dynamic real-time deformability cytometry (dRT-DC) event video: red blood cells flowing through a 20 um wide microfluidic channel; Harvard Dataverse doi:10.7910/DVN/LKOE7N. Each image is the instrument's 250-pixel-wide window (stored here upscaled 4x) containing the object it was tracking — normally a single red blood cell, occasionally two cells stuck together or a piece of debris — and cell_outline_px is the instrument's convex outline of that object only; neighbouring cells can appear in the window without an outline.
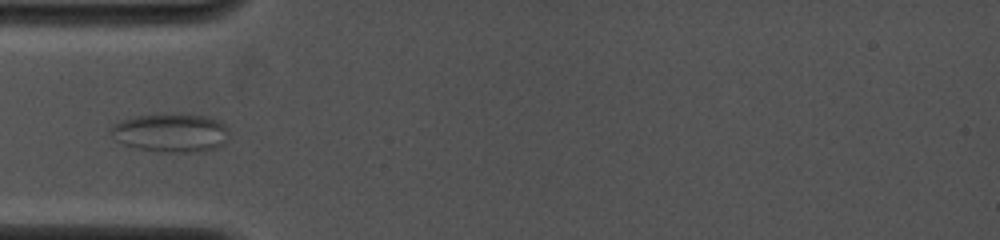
{"species": "common noctule bat (a hibernating species)", "species_latin": "Nyctalus noctula", "temperature_condition": "cold", "stored_images_in_passage": 17, "camera_frame_rate_fps": 4000, "um_per_image_px": 0.085, "animal": {"sex": "female", "body_mass_g": 19.0, "forearm_length_mm": 53.3}, "frame": {"image": 1, "passage_image": 1, "time_ms": 0.0, "image_size_px": [1000, 240], "cell_outline_px": [[228, 136], [224, 144], [216, 148], [192, 152], [160, 152], [136, 148], [124, 144], [116, 140], [108, 132], [108, 128], [120, 120], [132, 116], [164, 112], [172, 112], [208, 116], [220, 120], [228, 128]], "centroid_in_image_um": [14.49, 11.24], "position_along_channel_um": 70.5, "area_um2": 27.51}}
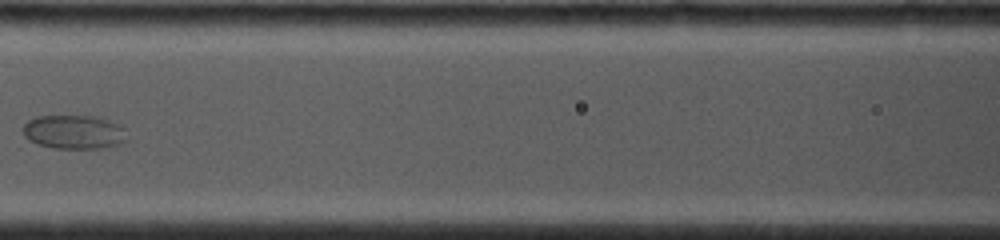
{"frame": {"image": 2, "passage_image": 4, "time_ms": 2.25, "image_size_px": [1000, 240], "cell_outline_px": [[128, 140], [120, 144], [100, 148], [56, 148], [36, 144], [28, 140], [24, 136], [24, 124], [28, 120], [36, 116], [100, 116], [124, 124]], "centroid_in_image_um": [6.36, 11.2], "position_along_channel_um": 160.2, "area_um2": 21.04}}
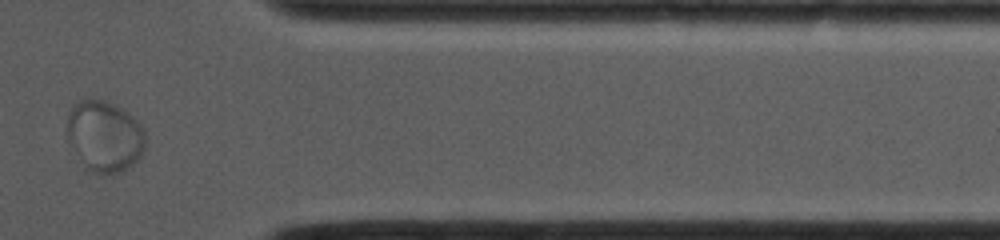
{"frame": {"image": 3, "passage_image": 13, "time_ms": 8.5, "image_size_px": [1000, 240], "cell_outline_px": [[148, 140], [144, 152], [128, 168], [120, 172], [108, 176], [104, 176], [92, 172], [88, 168], [72, 144], [68, 136], [68, 112], [80, 100], [88, 96], [104, 100], [128, 112], [144, 128]], "centroid_in_image_um": [8.96, 11.56], "position_along_channel_um": 402.4, "area_um2": 32.48}}